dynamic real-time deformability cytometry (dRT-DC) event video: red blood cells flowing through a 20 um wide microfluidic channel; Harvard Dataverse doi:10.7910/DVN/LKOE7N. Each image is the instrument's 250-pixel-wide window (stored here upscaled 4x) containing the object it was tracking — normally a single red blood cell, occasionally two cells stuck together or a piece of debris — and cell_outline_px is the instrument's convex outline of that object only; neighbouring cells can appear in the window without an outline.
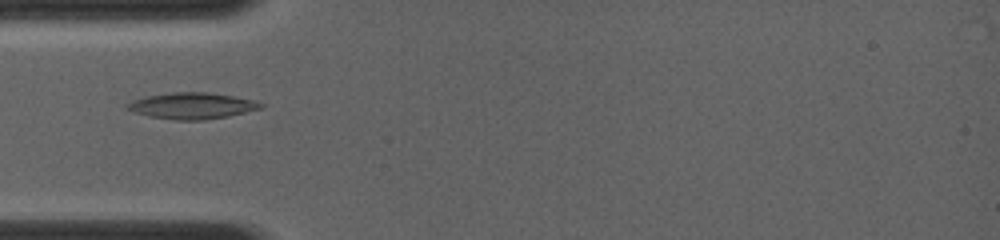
{"species": "common noctule bat (a hibernating species)", "species_latin": "Nyctalus noctula", "temperature_condition": "room temperature", "stored_images_in_passage": 7, "camera_frame_rate_fps": 4000, "um_per_image_px": 0.085, "animal": {"sex": "female", "body_mass_g": 19.0, "forearm_length_mm": 56.7}, "frame": {"image": 1, "passage_image": 2, "time_ms": 0.75, "image_size_px": [1000, 240], "cell_outline_px": [[264, 108], [228, 116], [204, 120], [172, 120], [148, 116], [124, 108], [124, 104], [132, 100], [148, 96], [172, 92], [208, 92], [256, 100], [264, 104]], "centroid_in_image_um": [16.33, 8.99], "position_along_channel_um": 68.7, "area_um2": 20.58}}
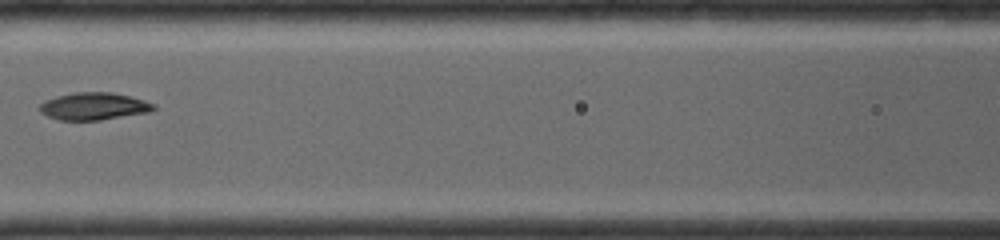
{"frame": {"image": 2, "passage_image": 5, "time_ms": 2.75, "image_size_px": [1000, 240], "cell_outline_px": [[156, 108], [148, 112], [100, 120], [60, 120], [48, 116], [40, 112], [40, 104], [44, 100], [56, 96], [72, 92], [112, 92], [144, 100], [156, 104]], "centroid_in_image_um": [7.96, 9.02], "position_along_channel_um": 158.6, "area_um2": 18.15}}
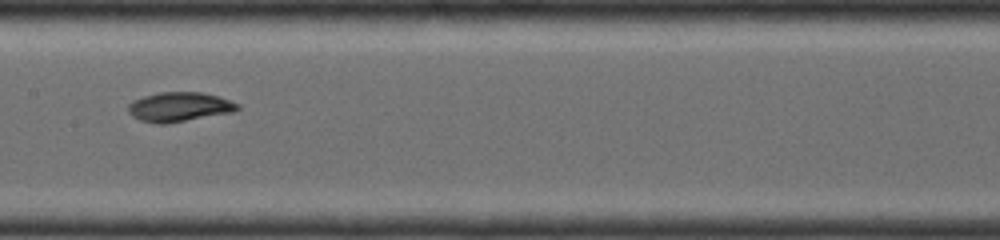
{"frame": {"image": 3, "passage_image": 6, "time_ms": 3.5, "image_size_px": [1000, 240], "cell_outline_px": [[240, 108], [236, 112], [164, 124], [156, 124], [140, 120], [132, 116], [128, 112], [128, 104], [132, 100], [144, 96], [160, 92], [200, 92], [216, 96], [240, 104]], "centroid_in_image_um": [15.23, 9.09], "position_along_channel_um": 192.2, "area_um2": 18.84}}